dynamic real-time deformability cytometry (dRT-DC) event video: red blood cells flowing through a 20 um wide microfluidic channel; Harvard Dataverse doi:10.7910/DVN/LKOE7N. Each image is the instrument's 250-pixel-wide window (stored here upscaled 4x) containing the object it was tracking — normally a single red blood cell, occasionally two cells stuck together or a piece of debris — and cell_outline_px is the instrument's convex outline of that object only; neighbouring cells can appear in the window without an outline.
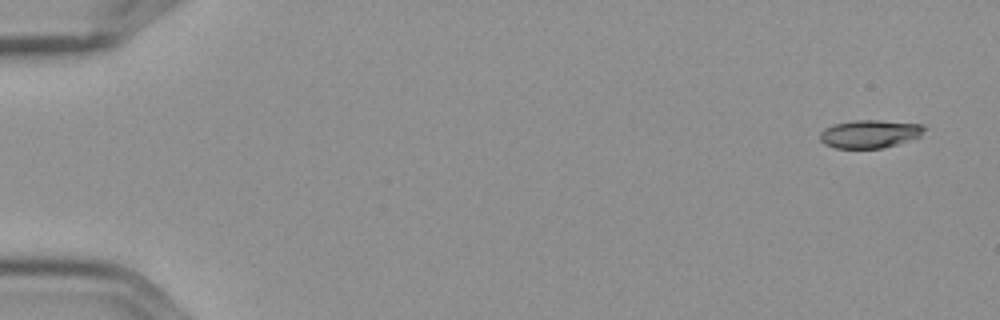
{"species": "Egyptian fruit bat (a non-hibernating species)", "species_latin": "Rousettus aegyptiacus", "temperature_condition": "cold", "stored_images_in_passage": 13, "camera_frame_rate_fps": 3000, "um_per_image_px": 0.085, "frame": {"image": 1, "passage_image": 1, "time_ms": 0.0, "image_size_px": [1000, 320], "cell_outline_px": [[928, 128], [920, 136], [884, 148], [836, 148], [824, 144], [820, 140], [820, 132], [824, 128], [832, 124], [856, 120], [880, 120], [924, 124]], "centroid_in_image_um": [73.94, 11.37], "position_along_channel_um": 11.1, "area_um2": 17.22}}
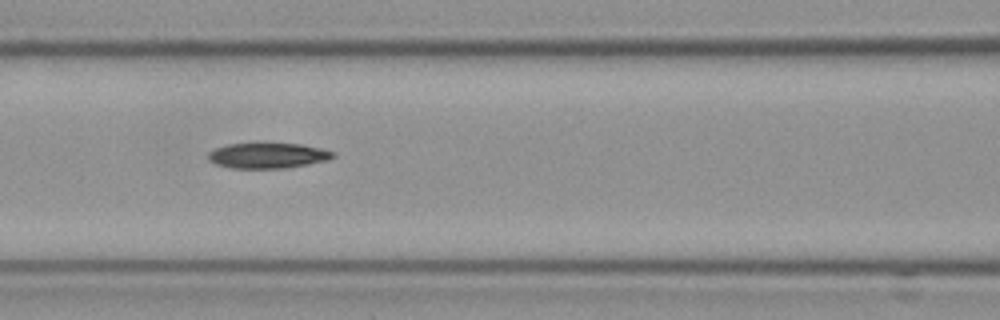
{"frame": {"image": 2, "passage_image": 7, "time_ms": 2.0, "image_size_px": [1000, 320], "cell_outline_px": [[336, 156], [328, 160], [308, 164], [284, 168], [232, 168], [216, 164], [208, 160], [208, 152], [216, 148], [228, 144], [264, 140], [300, 144], [320, 148], [332, 152]], "centroid_in_image_um": [22.73, 13.17], "position_along_channel_um": 143.9, "area_um2": 19.25}}
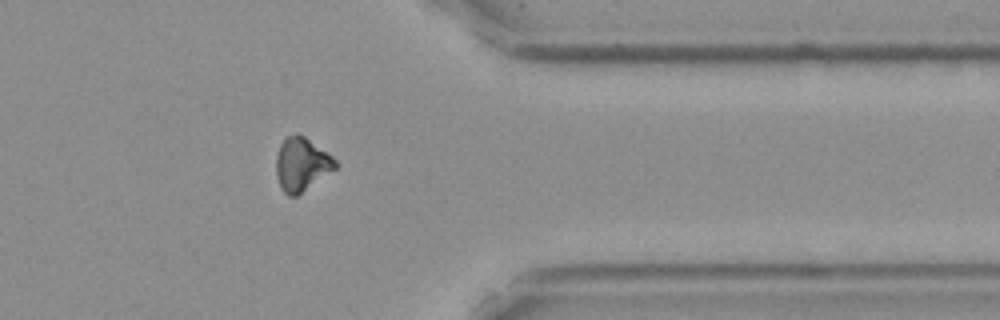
{"frame": {"image": 3, "passage_image": 13, "time_ms": 4.0, "image_size_px": [1000, 320], "cell_outline_px": [[336, 168], [296, 196], [288, 196], [280, 188], [276, 176], [276, 156], [280, 144], [288, 136], [296, 132], [304, 136], [332, 156], [336, 160]], "centroid_in_image_um": [25.6, 13.96], "position_along_channel_um": 385.8, "area_um2": 18.26}}